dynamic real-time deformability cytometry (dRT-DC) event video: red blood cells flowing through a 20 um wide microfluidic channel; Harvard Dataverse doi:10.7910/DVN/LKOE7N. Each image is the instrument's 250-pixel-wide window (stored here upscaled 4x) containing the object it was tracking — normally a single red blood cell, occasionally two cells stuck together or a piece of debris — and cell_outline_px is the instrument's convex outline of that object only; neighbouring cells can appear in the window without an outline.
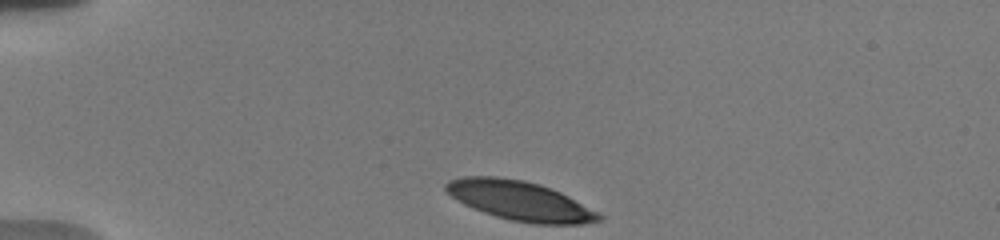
{"species": "human", "species_latin": "Homo sapiens", "temperature_condition": "warm", "stored_images_in_passage": 29, "camera_frame_rate_fps": 3000, "um_per_image_px": 0.085, "donor": {"sex": "male"}, "frame": {"image": 1, "passage_image": 1, "time_ms": 0.0, "image_size_px": [1000, 240], "cell_outline_px": [[604, 220], [584, 224], [532, 224], [512, 220], [496, 216], [472, 208], [464, 204], [452, 196], [444, 188], [444, 184], [448, 180], [464, 176], [496, 176], [524, 180], [540, 184], [560, 192], [600, 212], [604, 216]], "centroid_in_image_um": [44.23, 17.07], "position_along_channel_um": 40.8, "area_um2": 35.32}}
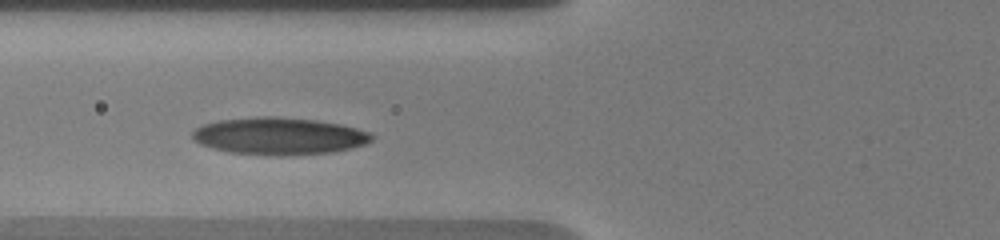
{"frame": {"image": 2, "passage_image": 18, "time_ms": 3.0, "image_size_px": [1000, 240], "cell_outline_px": [[372, 140], [364, 144], [332, 152], [280, 156], [276, 156], [228, 152], [212, 148], [200, 144], [192, 136], [192, 132], [196, 128], [204, 124], [220, 120], [256, 116], [276, 116], [316, 120], [340, 124], [356, 128], [368, 132], [372, 136]], "centroid_in_image_um": [23.69, 11.56], "position_along_channel_um": 102.1, "area_um2": 38.73}}
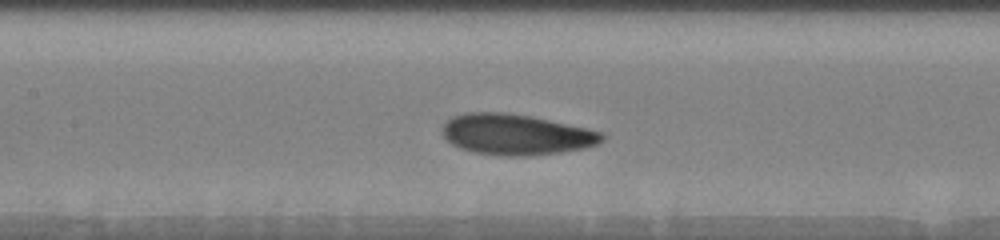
{"frame": {"image": 3, "passage_image": 25, "time_ms": 4.667, "image_size_px": [1000, 240], "cell_outline_px": [[604, 140], [600, 144], [584, 148], [560, 152], [528, 156], [500, 156], [472, 152], [460, 148], [452, 144], [444, 136], [444, 124], [452, 116], [468, 112], [504, 112], [532, 116], [588, 128], [604, 132]], "centroid_in_image_um": [43.91, 11.43], "position_along_channel_um": 163.5, "area_um2": 38.15}}